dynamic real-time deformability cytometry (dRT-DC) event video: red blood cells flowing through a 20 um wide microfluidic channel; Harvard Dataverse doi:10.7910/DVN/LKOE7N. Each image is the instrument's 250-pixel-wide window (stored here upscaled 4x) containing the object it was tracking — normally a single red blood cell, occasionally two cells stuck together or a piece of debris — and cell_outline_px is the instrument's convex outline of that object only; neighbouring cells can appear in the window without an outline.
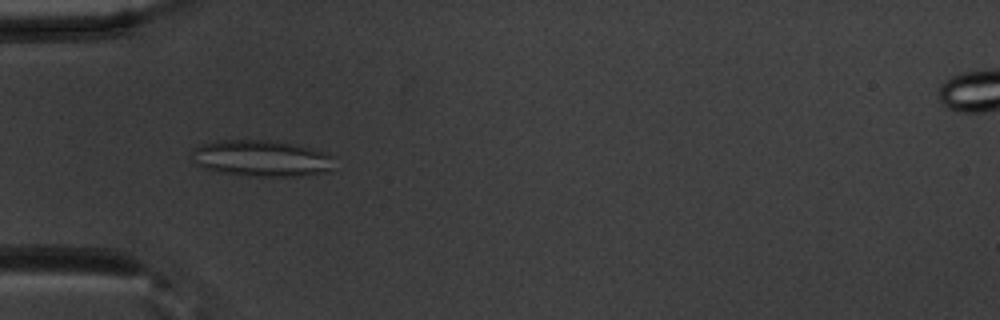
{"species": "common noctule bat (a hibernating species)", "species_latin": "Nyctalus noctula", "temperature_condition": "warm", "stored_images_in_passage": 49, "camera_frame_rate_fps": 3000, "um_per_image_px": 0.085, "animal": {"sex": "male", "body_mass_g": 20.1, "forearm_length_mm": 53.5}, "frame": {"image": 1, "passage_image": 12, "time_ms": 3.667, "image_size_px": [1000, 320], "cell_outline_px": [[332, 156], [328, 172], [304, 176], [248, 176], [216, 172], [204, 168], [196, 164], [192, 160], [192, 152], [200, 144], [220, 140], [264, 140], [296, 144], [312, 148], [324, 152]], "centroid_in_image_um": [22.18, 13.46], "position_along_channel_um": 62.8, "area_um2": 30.17}}
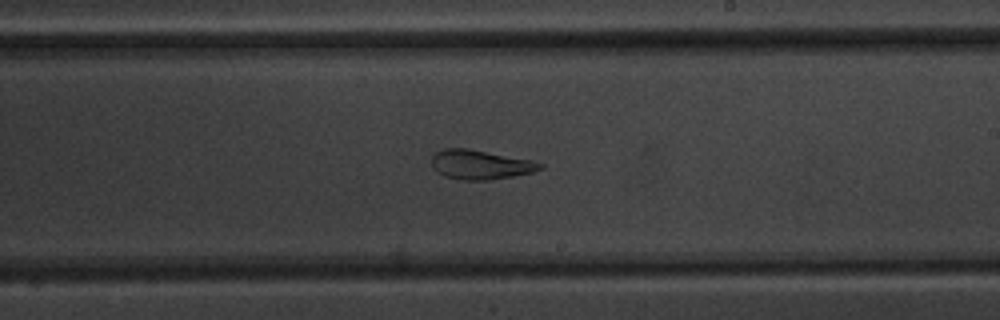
{"frame": {"image": 2, "passage_image": 27, "time_ms": 8.667, "image_size_px": [1000, 320], "cell_outline_px": [[544, 168], [532, 172], [492, 180], [460, 180], [444, 176], [436, 172], [432, 164], [432, 156], [436, 152], [444, 148], [468, 148], [532, 160], [544, 164]], "centroid_in_image_um": [40.83, 13.99], "position_along_channel_um": 248.2, "area_um2": 18.67}}
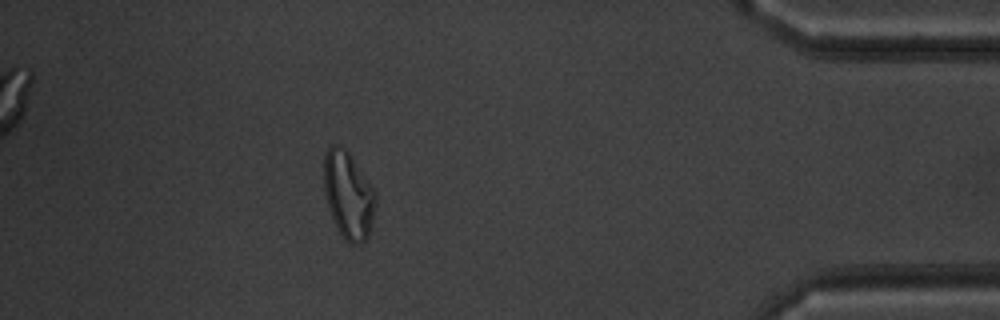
{"frame": {"image": 3, "passage_image": 43, "time_ms": 14.0, "image_size_px": [1000, 320], "cell_outline_px": [[376, 204], [372, 224], [368, 236], [360, 244], [348, 244], [344, 240], [336, 228], [328, 208], [324, 192], [324, 152], [332, 144], [336, 144], [344, 148], [348, 152], [376, 192]], "centroid_in_image_um": [29.6, 16.61], "position_along_channel_um": 405.6, "area_um2": 26.47}, "authors_computed_cell_mechanics": {"area_um2": 25.3742, "velocity_mm_per_s": 3.7537, "shape_relaxation_time_tau1_ms": null, "shape_relaxation_time_tau2_ms": 2.2137, "deformation_change_tau1": null, "deformation_change_tau2": 0.0948}}